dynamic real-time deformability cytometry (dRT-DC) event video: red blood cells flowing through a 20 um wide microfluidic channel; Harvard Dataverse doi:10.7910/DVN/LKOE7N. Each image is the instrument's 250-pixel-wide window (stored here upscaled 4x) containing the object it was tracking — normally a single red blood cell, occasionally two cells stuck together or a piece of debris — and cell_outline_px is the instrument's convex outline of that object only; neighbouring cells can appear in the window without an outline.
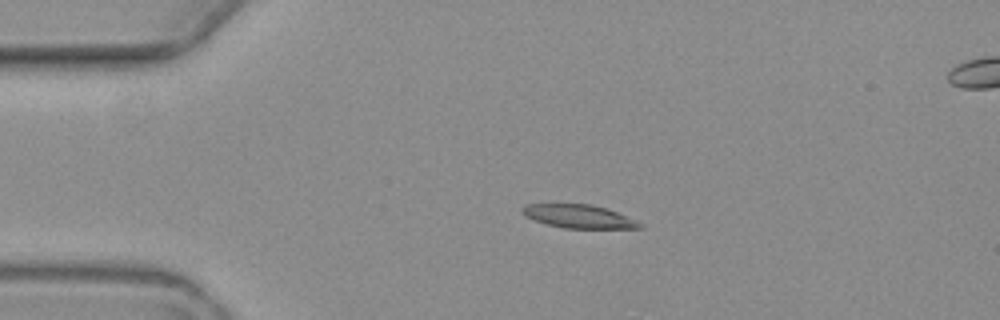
{"species": "common noctule bat (a hibernating species)", "species_latin": "Nyctalus noctula", "temperature_condition": "warm", "stored_images_in_passage": 5, "camera_frame_rate_fps": 3000, "um_per_image_px": 0.085, "animal": {"sex": "female", "body_mass_g": 19.3, "forearm_length_mm": 54.1}, "frame": {"image": 1, "passage_image": 4, "time_ms": 3.667, "image_size_px": [1000, 320], "cell_outline_px": [[644, 228], [564, 228], [548, 224], [524, 216], [520, 212], [520, 208], [524, 204], [592, 204], [616, 212], [636, 220], [644, 224]], "centroid_in_image_um": [49.17, 18.39], "position_along_channel_um": 35.8, "area_um2": 15.95}}